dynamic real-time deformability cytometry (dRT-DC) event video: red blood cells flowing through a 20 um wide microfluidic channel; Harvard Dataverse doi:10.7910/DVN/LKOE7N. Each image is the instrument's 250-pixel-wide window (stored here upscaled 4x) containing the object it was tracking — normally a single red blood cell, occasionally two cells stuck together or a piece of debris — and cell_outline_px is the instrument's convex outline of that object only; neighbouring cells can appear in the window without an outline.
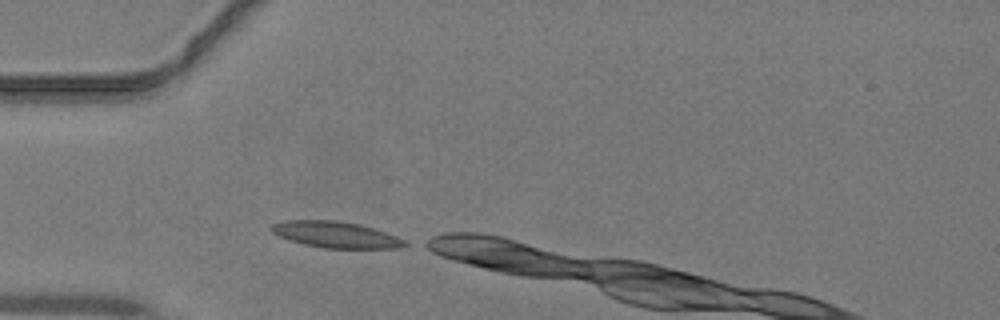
{"species": "common noctule bat (a hibernating species)", "species_latin": "Nyctalus noctula", "temperature_condition": "warm", "stored_images_in_passage": 4, "camera_frame_rate_fps": 3000, "um_per_image_px": 0.085, "animal": {"sex": "male", "body_mass_g": 19.2, "forearm_length_mm": 51.8}, "frame": {"image": 1, "passage_image": 1, "time_ms": 0.0, "image_size_px": [1000, 320], "cell_outline_px": [[408, 244], [396, 248], [324, 248], [304, 244], [280, 236], [272, 232], [268, 228], [272, 224], [284, 220], [336, 220], [360, 224], [396, 236], [404, 240]], "centroid_in_image_um": [28.5, 19.93], "position_along_channel_um": 56.5, "area_um2": 20.17}}